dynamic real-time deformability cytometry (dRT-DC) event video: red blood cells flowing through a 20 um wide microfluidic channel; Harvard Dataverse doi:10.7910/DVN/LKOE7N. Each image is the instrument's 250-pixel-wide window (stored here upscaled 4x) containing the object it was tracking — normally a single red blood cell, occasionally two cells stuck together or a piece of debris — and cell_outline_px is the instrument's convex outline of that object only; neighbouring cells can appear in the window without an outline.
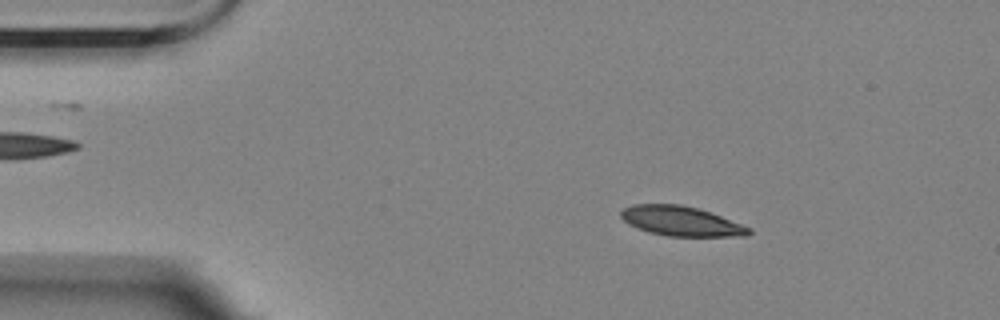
{"species": "Egyptian fruit bat (a non-hibernating species)", "species_latin": "Rousettus aegyptiacus", "temperature_condition": "room temperature", "stored_images_in_passage": 55, "camera_frame_rate_fps": 3000, "um_per_image_px": 0.085, "animal": {"sex": "female"}, "frame": {"image": 1, "passage_image": 8, "time_ms": 2.333, "image_size_px": [1000, 320], "cell_outline_px": [[752, 232], [748, 236], [668, 236], [648, 232], [628, 224], [620, 216], [620, 212], [624, 208], [632, 204], [680, 204], [700, 208], [752, 228]], "centroid_in_image_um": [57.9, 18.79], "position_along_channel_um": 27.1, "area_um2": 22.25}}
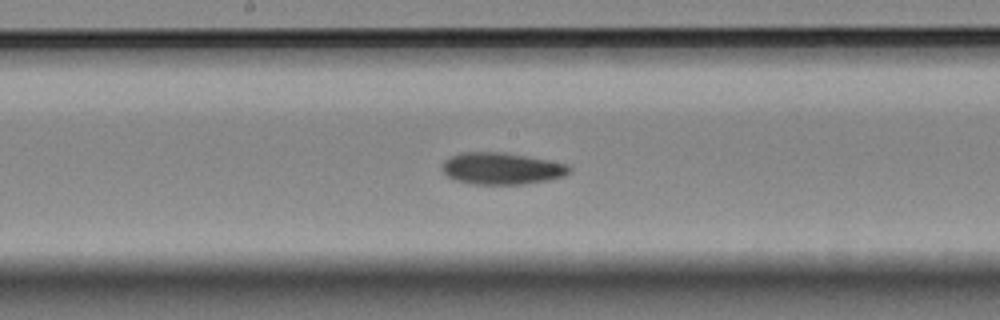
{"frame": {"image": 2, "passage_image": 28, "time_ms": 9.0, "image_size_px": [1000, 320], "cell_outline_px": [[572, 168], [564, 176], [548, 180], [524, 184], [472, 184], [456, 180], [448, 176], [440, 168], [444, 160], [448, 156], [460, 152], [504, 152], [548, 160], [568, 164]], "centroid_in_image_um": [42.61, 14.31], "position_along_channel_um": 205.6, "area_um2": 23.7}}
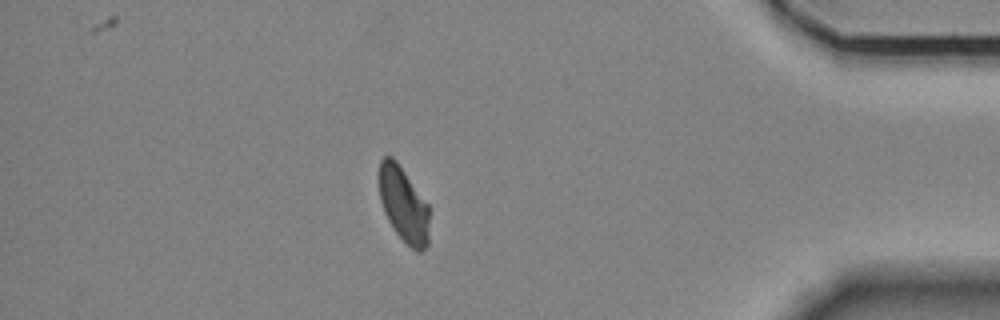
{"frame": {"image": 3, "passage_image": 48, "time_ms": 15.667, "image_size_px": [1000, 320], "cell_outline_px": [[428, 244], [420, 252], [416, 252], [396, 232], [388, 220], [384, 212], [380, 200], [380, 160], [384, 156], [392, 156], [396, 160], [428, 204]], "centroid_in_image_um": [34.3, 17.38], "position_along_channel_um": 400.9, "area_um2": 21.62}, "authors_computed_cell_mechanics": {"area_um2": 22.831, "velocity_mm_per_s": 3.5265, "shape_relaxation_time_tau1_ms": 5.4749, "shape_relaxation_time_tau2_ms": 3.2209, "deformation_change_tau1": 0.132, "deformation_change_tau2": 0.0754}}